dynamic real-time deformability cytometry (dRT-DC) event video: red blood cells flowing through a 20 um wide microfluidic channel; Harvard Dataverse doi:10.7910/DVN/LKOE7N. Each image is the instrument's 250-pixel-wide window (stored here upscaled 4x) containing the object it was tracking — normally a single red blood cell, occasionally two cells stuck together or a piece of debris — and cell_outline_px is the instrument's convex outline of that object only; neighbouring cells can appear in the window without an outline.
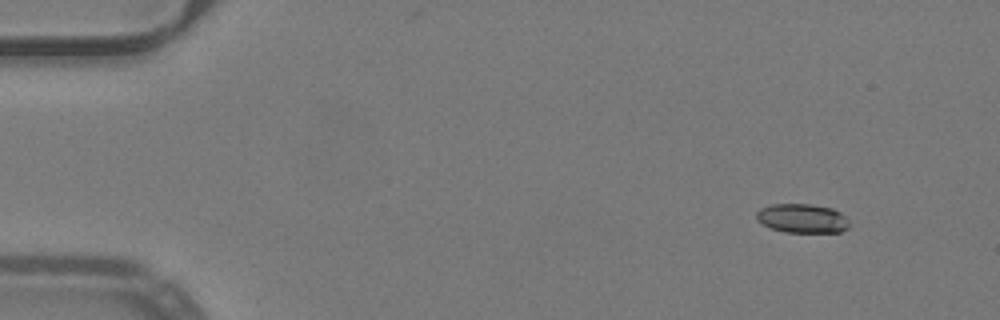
{"species": "common noctule bat (a hibernating species)", "species_latin": "Nyctalus noctula", "temperature_condition": "warm", "stored_images_in_passage": 48, "camera_frame_rate_fps": 3000, "um_per_image_px": 0.085, "animal": {"sex": "male", "body_mass_g": 19.2, "forearm_length_mm": 51.8}, "frame": {"image": 1, "passage_image": 1, "time_ms": 0.0, "image_size_px": [1000, 320], "cell_outline_px": [[848, 228], [840, 232], [784, 232], [772, 228], [756, 220], [756, 212], [760, 208], [772, 204], [812, 204], [832, 208], [840, 212], [848, 220]], "centroid_in_image_um": [68.18, 18.55], "position_along_channel_um": 16.8, "area_um2": 15.72}}
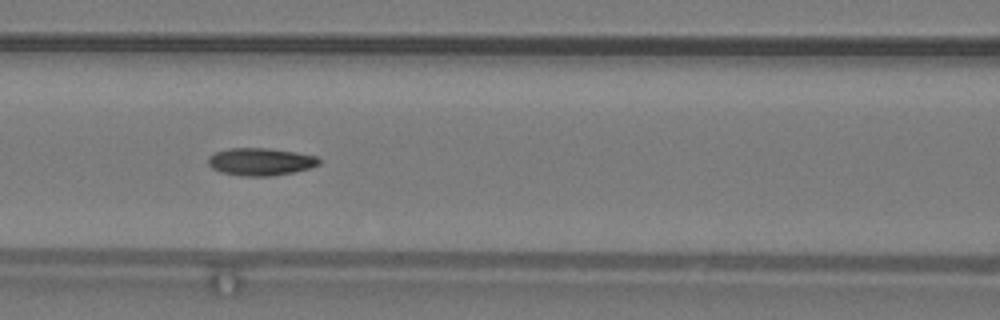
{"frame": {"image": 2, "passage_image": 19, "time_ms": 6.0, "image_size_px": [1000, 320], "cell_outline_px": [[320, 164], [312, 168], [272, 176], [240, 176], [220, 172], [212, 168], [208, 164], [208, 156], [216, 152], [228, 148], [268, 148], [296, 152], [316, 156], [320, 160]], "centroid_in_image_um": [22.14, 13.75], "position_along_channel_um": 144.5, "area_um2": 17.92}}
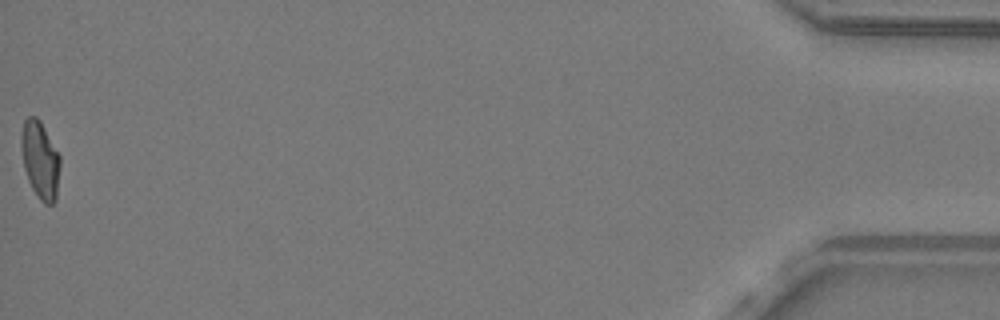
{"frame": {"image": 3, "passage_image": 48, "time_ms": 15.667, "image_size_px": [1000, 320], "cell_outline_px": [[60, 164], [56, 200], [52, 204], [44, 204], [40, 200], [32, 188], [28, 180], [24, 168], [20, 148], [20, 132], [24, 120], [28, 116], [36, 116], [40, 120], [60, 156]], "centroid_in_image_um": [3.39, 13.57], "position_along_channel_um": 431.8, "area_um2": 17.74}, "authors_computed_cell_mechanics": {"area_um2": 17.4845, "velocity_mm_per_s": 4.0125, "shape_relaxation_time_tau1_ms": 6.5561, "shape_relaxation_time_tau2_ms": 2.4032, "deformation_change_tau1": 0.2101, "deformation_change_tau2": 0.0738}}